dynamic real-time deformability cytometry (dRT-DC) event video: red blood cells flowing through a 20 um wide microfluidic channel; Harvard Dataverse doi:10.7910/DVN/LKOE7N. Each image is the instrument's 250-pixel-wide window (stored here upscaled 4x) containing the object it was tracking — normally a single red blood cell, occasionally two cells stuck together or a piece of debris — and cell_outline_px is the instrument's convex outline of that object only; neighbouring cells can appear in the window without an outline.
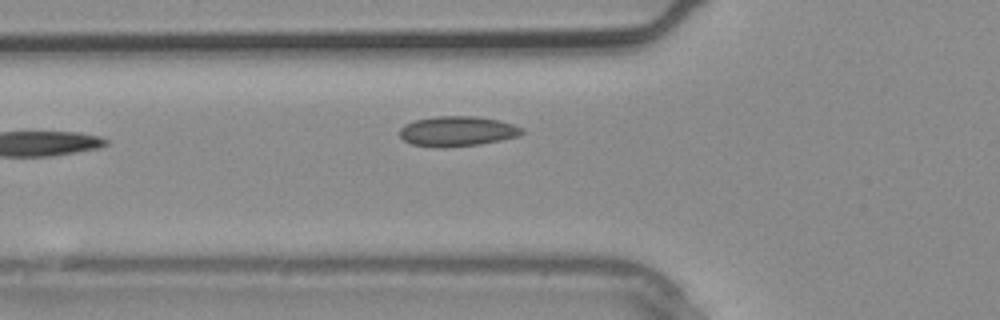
{"species": "common noctule bat (a hibernating species)", "species_latin": "Nyctalus noctula", "temperature_condition": "warm", "stored_images_in_passage": 3, "camera_frame_rate_fps": 3000, "um_per_image_px": 0.085, "animal": {"sex": "male", "body_mass_g": 20.4}, "frame": {"image": 1, "passage_image": 3, "time_ms": 0.667, "image_size_px": [1000, 320], "cell_outline_px": [[524, 132], [520, 136], [480, 144], [440, 148], [412, 144], [404, 140], [400, 136], [400, 128], [404, 124], [416, 120], [436, 116], [476, 116], [500, 120], [512, 124], [520, 128]], "centroid_in_image_um": [38.86, 11.15], "position_along_channel_um": 86.9, "area_um2": 21.39}}